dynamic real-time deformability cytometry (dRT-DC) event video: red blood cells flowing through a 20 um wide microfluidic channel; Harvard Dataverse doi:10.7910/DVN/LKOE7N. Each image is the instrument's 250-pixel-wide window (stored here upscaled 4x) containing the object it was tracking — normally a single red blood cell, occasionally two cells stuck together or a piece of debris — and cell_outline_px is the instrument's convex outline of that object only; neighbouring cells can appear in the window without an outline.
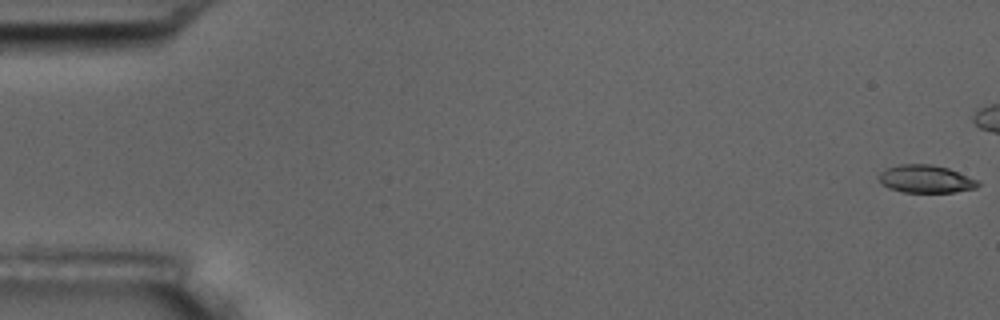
{"species": "common noctule bat (a hibernating species)", "species_latin": "Nyctalus noctula", "temperature_condition": "room temperature", "stored_images_in_passage": 7, "camera_frame_rate_fps": 3000, "um_per_image_px": 0.085, "animal": {"sex": "male", "body_mass_g": 17.5, "forearm_length_mm": 52.3}, "frame": {"image": 1, "passage_image": 1, "time_ms": 0.0, "image_size_px": [1000, 320], "cell_outline_px": [[980, 184], [976, 188], [952, 192], [904, 192], [888, 188], [880, 180], [880, 172], [888, 168], [900, 164], [932, 164], [948, 168], [980, 180]], "centroid_in_image_um": [78.74, 15.21], "position_along_channel_um": 6.3, "area_um2": 15.95}}